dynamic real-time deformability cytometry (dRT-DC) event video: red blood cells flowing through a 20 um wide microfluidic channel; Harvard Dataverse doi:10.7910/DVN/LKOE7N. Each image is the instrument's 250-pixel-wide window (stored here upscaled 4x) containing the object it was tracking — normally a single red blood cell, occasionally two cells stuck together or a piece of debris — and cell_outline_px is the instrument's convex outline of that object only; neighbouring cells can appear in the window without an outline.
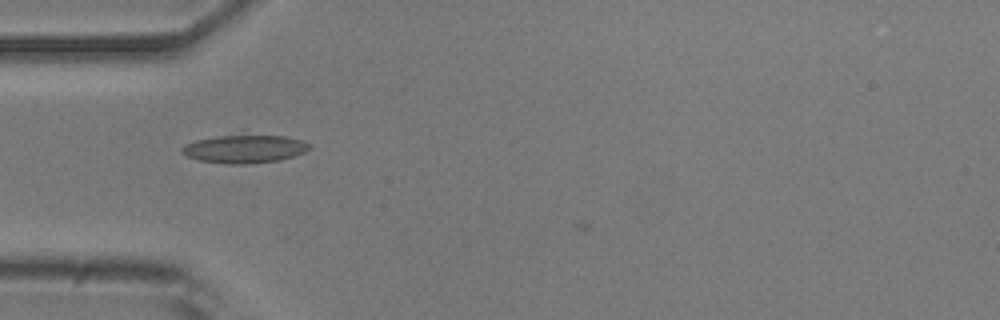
{"species": "common noctule bat (a hibernating species)", "species_latin": "Nyctalus noctula", "temperature_condition": "room temperature", "stored_images_in_passage": 32, "camera_frame_rate_fps": 3000, "um_per_image_px": 0.085, "animal": {"sex": "male", "body_mass_g": 20.5, "forearm_length_mm": 52.5}, "frame": {"image": 1, "passage_image": 2, "time_ms": 0.333, "image_size_px": [1000, 320], "cell_outline_px": [[312, 148], [304, 152], [280, 160], [244, 164], [224, 164], [200, 160], [188, 156], [180, 152], [180, 148], [184, 144], [196, 140], [216, 136], [288, 136], [312, 144]], "centroid_in_image_um": [20.78, 12.66], "position_along_channel_um": 64.2, "area_um2": 20.75}}
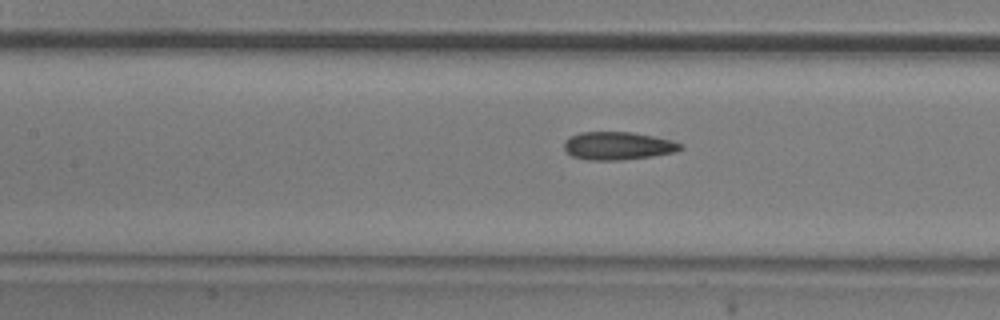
{"frame": {"image": 2, "passage_image": 9, "time_ms": 2.667, "image_size_px": [1000, 320], "cell_outline_px": [[684, 148], [676, 152], [652, 156], [620, 160], [588, 160], [572, 156], [564, 148], [564, 140], [568, 136], [580, 132], [632, 132], [672, 140], [684, 144]], "centroid_in_image_um": [52.53, 12.39], "position_along_channel_um": 154.9, "area_um2": 19.13}}
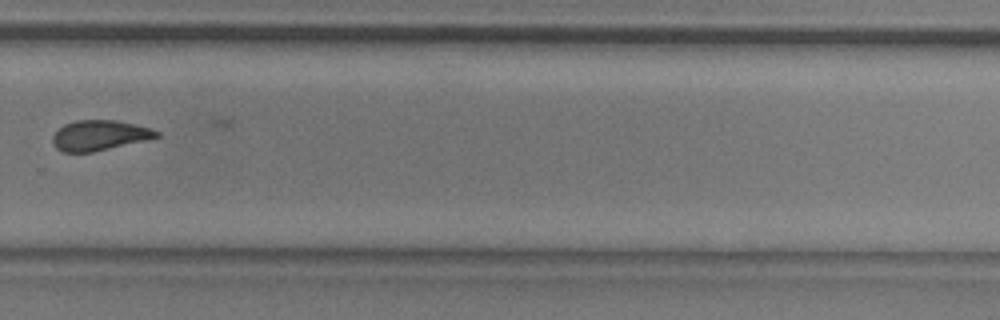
{"frame": {"image": 3, "passage_image": 22, "time_ms": 7.0, "image_size_px": [1000, 320], "cell_outline_px": [[160, 136], [148, 140], [92, 152], [64, 152], [56, 148], [52, 144], [52, 136], [64, 124], [76, 120], [116, 120], [152, 128], [160, 132]], "centroid_in_image_um": [8.47, 11.5], "position_along_channel_um": 321.3, "area_um2": 18.38}}